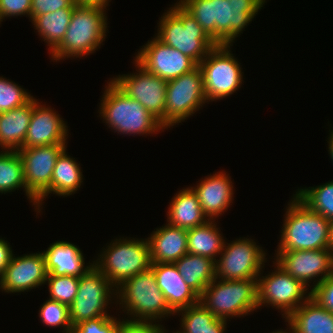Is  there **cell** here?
<instances>
[{"instance_id": "cell-44", "label": "cell", "mask_w": 333, "mask_h": 333, "mask_svg": "<svg viewBox=\"0 0 333 333\" xmlns=\"http://www.w3.org/2000/svg\"><path fill=\"white\" fill-rule=\"evenodd\" d=\"M328 151L330 154L331 159L333 160V130L330 131V135L328 137Z\"/></svg>"}, {"instance_id": "cell-37", "label": "cell", "mask_w": 333, "mask_h": 333, "mask_svg": "<svg viewBox=\"0 0 333 333\" xmlns=\"http://www.w3.org/2000/svg\"><path fill=\"white\" fill-rule=\"evenodd\" d=\"M120 318L103 316L80 322L73 326L71 333H117Z\"/></svg>"}, {"instance_id": "cell-27", "label": "cell", "mask_w": 333, "mask_h": 333, "mask_svg": "<svg viewBox=\"0 0 333 333\" xmlns=\"http://www.w3.org/2000/svg\"><path fill=\"white\" fill-rule=\"evenodd\" d=\"M174 264L185 283L199 296L216 278V264L211 258L187 253Z\"/></svg>"}, {"instance_id": "cell-33", "label": "cell", "mask_w": 333, "mask_h": 333, "mask_svg": "<svg viewBox=\"0 0 333 333\" xmlns=\"http://www.w3.org/2000/svg\"><path fill=\"white\" fill-rule=\"evenodd\" d=\"M26 185L23 164L17 151L2 150L0 152V193H10Z\"/></svg>"}, {"instance_id": "cell-30", "label": "cell", "mask_w": 333, "mask_h": 333, "mask_svg": "<svg viewBox=\"0 0 333 333\" xmlns=\"http://www.w3.org/2000/svg\"><path fill=\"white\" fill-rule=\"evenodd\" d=\"M73 11L74 8H63L56 12L41 14L31 18V22L35 27L34 29L37 30L38 35L49 46V53L63 40Z\"/></svg>"}, {"instance_id": "cell-47", "label": "cell", "mask_w": 333, "mask_h": 333, "mask_svg": "<svg viewBox=\"0 0 333 333\" xmlns=\"http://www.w3.org/2000/svg\"><path fill=\"white\" fill-rule=\"evenodd\" d=\"M0 289H2V274L0 273Z\"/></svg>"}, {"instance_id": "cell-1", "label": "cell", "mask_w": 333, "mask_h": 333, "mask_svg": "<svg viewBox=\"0 0 333 333\" xmlns=\"http://www.w3.org/2000/svg\"><path fill=\"white\" fill-rule=\"evenodd\" d=\"M266 0H179L216 44L233 45Z\"/></svg>"}, {"instance_id": "cell-6", "label": "cell", "mask_w": 333, "mask_h": 333, "mask_svg": "<svg viewBox=\"0 0 333 333\" xmlns=\"http://www.w3.org/2000/svg\"><path fill=\"white\" fill-rule=\"evenodd\" d=\"M168 9L155 36L199 64L217 44L178 1Z\"/></svg>"}, {"instance_id": "cell-38", "label": "cell", "mask_w": 333, "mask_h": 333, "mask_svg": "<svg viewBox=\"0 0 333 333\" xmlns=\"http://www.w3.org/2000/svg\"><path fill=\"white\" fill-rule=\"evenodd\" d=\"M310 292V297L315 302L333 313V274L320 282Z\"/></svg>"}, {"instance_id": "cell-36", "label": "cell", "mask_w": 333, "mask_h": 333, "mask_svg": "<svg viewBox=\"0 0 333 333\" xmlns=\"http://www.w3.org/2000/svg\"><path fill=\"white\" fill-rule=\"evenodd\" d=\"M33 96L17 83L0 77V113L28 103Z\"/></svg>"}, {"instance_id": "cell-13", "label": "cell", "mask_w": 333, "mask_h": 333, "mask_svg": "<svg viewBox=\"0 0 333 333\" xmlns=\"http://www.w3.org/2000/svg\"><path fill=\"white\" fill-rule=\"evenodd\" d=\"M273 264L274 272L272 270L266 276H261L263 273L258 276V309L264 305L271 306L272 309L275 307L277 310H281L282 317L286 319L310 298L311 292H308L309 288L287 274L274 261Z\"/></svg>"}, {"instance_id": "cell-29", "label": "cell", "mask_w": 333, "mask_h": 333, "mask_svg": "<svg viewBox=\"0 0 333 333\" xmlns=\"http://www.w3.org/2000/svg\"><path fill=\"white\" fill-rule=\"evenodd\" d=\"M66 150L65 148L57 157L51 178V194L63 197L74 194L83 182L80 164L67 155Z\"/></svg>"}, {"instance_id": "cell-7", "label": "cell", "mask_w": 333, "mask_h": 333, "mask_svg": "<svg viewBox=\"0 0 333 333\" xmlns=\"http://www.w3.org/2000/svg\"><path fill=\"white\" fill-rule=\"evenodd\" d=\"M199 303L217 318L244 317L258 309L257 279L215 278L199 296Z\"/></svg>"}, {"instance_id": "cell-28", "label": "cell", "mask_w": 333, "mask_h": 333, "mask_svg": "<svg viewBox=\"0 0 333 333\" xmlns=\"http://www.w3.org/2000/svg\"><path fill=\"white\" fill-rule=\"evenodd\" d=\"M215 220L187 229V250L190 254L211 258L215 262L222 252L224 237ZM218 254V256H217Z\"/></svg>"}, {"instance_id": "cell-46", "label": "cell", "mask_w": 333, "mask_h": 333, "mask_svg": "<svg viewBox=\"0 0 333 333\" xmlns=\"http://www.w3.org/2000/svg\"><path fill=\"white\" fill-rule=\"evenodd\" d=\"M287 329H289V332H287L286 330L285 331H283V330H277V331H273L272 333H291V330H290V328H287Z\"/></svg>"}, {"instance_id": "cell-16", "label": "cell", "mask_w": 333, "mask_h": 333, "mask_svg": "<svg viewBox=\"0 0 333 333\" xmlns=\"http://www.w3.org/2000/svg\"><path fill=\"white\" fill-rule=\"evenodd\" d=\"M275 255L274 262L281 269L300 281L304 286L312 287L311 290L333 274L332 248L277 251ZM312 281L313 285L310 286L309 283H312Z\"/></svg>"}, {"instance_id": "cell-21", "label": "cell", "mask_w": 333, "mask_h": 333, "mask_svg": "<svg viewBox=\"0 0 333 333\" xmlns=\"http://www.w3.org/2000/svg\"><path fill=\"white\" fill-rule=\"evenodd\" d=\"M150 268L175 315L177 311L199 303V295L185 283L174 263H155Z\"/></svg>"}, {"instance_id": "cell-4", "label": "cell", "mask_w": 333, "mask_h": 333, "mask_svg": "<svg viewBox=\"0 0 333 333\" xmlns=\"http://www.w3.org/2000/svg\"><path fill=\"white\" fill-rule=\"evenodd\" d=\"M114 302L121 306L120 310L129 315L131 320L159 323L162 318L175 314L169 308L164 294L158 287L151 268L125 279L117 286Z\"/></svg>"}, {"instance_id": "cell-42", "label": "cell", "mask_w": 333, "mask_h": 333, "mask_svg": "<svg viewBox=\"0 0 333 333\" xmlns=\"http://www.w3.org/2000/svg\"><path fill=\"white\" fill-rule=\"evenodd\" d=\"M10 243L0 238V273L3 274L13 255Z\"/></svg>"}, {"instance_id": "cell-19", "label": "cell", "mask_w": 333, "mask_h": 333, "mask_svg": "<svg viewBox=\"0 0 333 333\" xmlns=\"http://www.w3.org/2000/svg\"><path fill=\"white\" fill-rule=\"evenodd\" d=\"M33 97V112L21 149L44 145L67 144L68 126L59 114Z\"/></svg>"}, {"instance_id": "cell-18", "label": "cell", "mask_w": 333, "mask_h": 333, "mask_svg": "<svg viewBox=\"0 0 333 333\" xmlns=\"http://www.w3.org/2000/svg\"><path fill=\"white\" fill-rule=\"evenodd\" d=\"M47 276L43 252L24 254L19 257L13 254L2 274L1 290L13 294L28 292L45 284Z\"/></svg>"}, {"instance_id": "cell-11", "label": "cell", "mask_w": 333, "mask_h": 333, "mask_svg": "<svg viewBox=\"0 0 333 333\" xmlns=\"http://www.w3.org/2000/svg\"><path fill=\"white\" fill-rule=\"evenodd\" d=\"M113 297L116 300V287L92 265L79 277L77 295L69 306L72 326L85 320L112 316L107 307Z\"/></svg>"}, {"instance_id": "cell-43", "label": "cell", "mask_w": 333, "mask_h": 333, "mask_svg": "<svg viewBox=\"0 0 333 333\" xmlns=\"http://www.w3.org/2000/svg\"><path fill=\"white\" fill-rule=\"evenodd\" d=\"M111 0H75L80 5H97L107 8Z\"/></svg>"}, {"instance_id": "cell-45", "label": "cell", "mask_w": 333, "mask_h": 333, "mask_svg": "<svg viewBox=\"0 0 333 333\" xmlns=\"http://www.w3.org/2000/svg\"><path fill=\"white\" fill-rule=\"evenodd\" d=\"M330 241L331 247L333 249V220L330 221Z\"/></svg>"}, {"instance_id": "cell-31", "label": "cell", "mask_w": 333, "mask_h": 333, "mask_svg": "<svg viewBox=\"0 0 333 333\" xmlns=\"http://www.w3.org/2000/svg\"><path fill=\"white\" fill-rule=\"evenodd\" d=\"M181 316L179 333H225L227 321L215 317L201 303L176 312ZM182 313V314H181Z\"/></svg>"}, {"instance_id": "cell-39", "label": "cell", "mask_w": 333, "mask_h": 333, "mask_svg": "<svg viewBox=\"0 0 333 333\" xmlns=\"http://www.w3.org/2000/svg\"><path fill=\"white\" fill-rule=\"evenodd\" d=\"M117 333H167V331L163 325L153 321L122 319Z\"/></svg>"}, {"instance_id": "cell-3", "label": "cell", "mask_w": 333, "mask_h": 333, "mask_svg": "<svg viewBox=\"0 0 333 333\" xmlns=\"http://www.w3.org/2000/svg\"><path fill=\"white\" fill-rule=\"evenodd\" d=\"M284 218L277 251L332 248L330 221L309 210L295 196L288 202Z\"/></svg>"}, {"instance_id": "cell-25", "label": "cell", "mask_w": 333, "mask_h": 333, "mask_svg": "<svg viewBox=\"0 0 333 333\" xmlns=\"http://www.w3.org/2000/svg\"><path fill=\"white\" fill-rule=\"evenodd\" d=\"M171 200L167 211L168 224L190 229L209 220L201 208L197 194L191 187L180 190Z\"/></svg>"}, {"instance_id": "cell-15", "label": "cell", "mask_w": 333, "mask_h": 333, "mask_svg": "<svg viewBox=\"0 0 333 333\" xmlns=\"http://www.w3.org/2000/svg\"><path fill=\"white\" fill-rule=\"evenodd\" d=\"M135 73L118 75L110 80L128 97L137 100L165 128L167 81L145 70L135 60Z\"/></svg>"}, {"instance_id": "cell-32", "label": "cell", "mask_w": 333, "mask_h": 333, "mask_svg": "<svg viewBox=\"0 0 333 333\" xmlns=\"http://www.w3.org/2000/svg\"><path fill=\"white\" fill-rule=\"evenodd\" d=\"M294 196L312 212L333 220V180L316 187L298 188Z\"/></svg>"}, {"instance_id": "cell-14", "label": "cell", "mask_w": 333, "mask_h": 333, "mask_svg": "<svg viewBox=\"0 0 333 333\" xmlns=\"http://www.w3.org/2000/svg\"><path fill=\"white\" fill-rule=\"evenodd\" d=\"M216 264V278L221 280L258 279L267 261L266 252L253 239L239 238L227 243Z\"/></svg>"}, {"instance_id": "cell-24", "label": "cell", "mask_w": 333, "mask_h": 333, "mask_svg": "<svg viewBox=\"0 0 333 333\" xmlns=\"http://www.w3.org/2000/svg\"><path fill=\"white\" fill-rule=\"evenodd\" d=\"M291 333H333V313L311 297L286 319Z\"/></svg>"}, {"instance_id": "cell-41", "label": "cell", "mask_w": 333, "mask_h": 333, "mask_svg": "<svg viewBox=\"0 0 333 333\" xmlns=\"http://www.w3.org/2000/svg\"><path fill=\"white\" fill-rule=\"evenodd\" d=\"M76 5L75 0H32L31 18L63 8H75Z\"/></svg>"}, {"instance_id": "cell-8", "label": "cell", "mask_w": 333, "mask_h": 333, "mask_svg": "<svg viewBox=\"0 0 333 333\" xmlns=\"http://www.w3.org/2000/svg\"><path fill=\"white\" fill-rule=\"evenodd\" d=\"M104 249L97 260L93 261V265L115 287L125 279L151 267L150 246L147 238H116Z\"/></svg>"}, {"instance_id": "cell-26", "label": "cell", "mask_w": 333, "mask_h": 333, "mask_svg": "<svg viewBox=\"0 0 333 333\" xmlns=\"http://www.w3.org/2000/svg\"><path fill=\"white\" fill-rule=\"evenodd\" d=\"M33 112V98L25 105L0 113V147L7 151L22 148L30 118Z\"/></svg>"}, {"instance_id": "cell-17", "label": "cell", "mask_w": 333, "mask_h": 333, "mask_svg": "<svg viewBox=\"0 0 333 333\" xmlns=\"http://www.w3.org/2000/svg\"><path fill=\"white\" fill-rule=\"evenodd\" d=\"M135 61L145 70L169 81L195 69L198 64L156 36L139 49Z\"/></svg>"}, {"instance_id": "cell-34", "label": "cell", "mask_w": 333, "mask_h": 333, "mask_svg": "<svg viewBox=\"0 0 333 333\" xmlns=\"http://www.w3.org/2000/svg\"><path fill=\"white\" fill-rule=\"evenodd\" d=\"M79 277L55 276L48 273L45 284H48L49 299L58 301L68 307L72 304L78 292Z\"/></svg>"}, {"instance_id": "cell-9", "label": "cell", "mask_w": 333, "mask_h": 333, "mask_svg": "<svg viewBox=\"0 0 333 333\" xmlns=\"http://www.w3.org/2000/svg\"><path fill=\"white\" fill-rule=\"evenodd\" d=\"M230 44H217L198 64L203 75L207 102L226 98L243 82L241 63L231 53Z\"/></svg>"}, {"instance_id": "cell-22", "label": "cell", "mask_w": 333, "mask_h": 333, "mask_svg": "<svg viewBox=\"0 0 333 333\" xmlns=\"http://www.w3.org/2000/svg\"><path fill=\"white\" fill-rule=\"evenodd\" d=\"M151 264L174 263L188 253L187 229L166 225L156 228L147 237Z\"/></svg>"}, {"instance_id": "cell-10", "label": "cell", "mask_w": 333, "mask_h": 333, "mask_svg": "<svg viewBox=\"0 0 333 333\" xmlns=\"http://www.w3.org/2000/svg\"><path fill=\"white\" fill-rule=\"evenodd\" d=\"M67 144L44 145L17 150L24 171L26 196L40 213L43 200L51 195V178L55 162Z\"/></svg>"}, {"instance_id": "cell-2", "label": "cell", "mask_w": 333, "mask_h": 333, "mask_svg": "<svg viewBox=\"0 0 333 333\" xmlns=\"http://www.w3.org/2000/svg\"><path fill=\"white\" fill-rule=\"evenodd\" d=\"M107 8L77 4L61 43L51 52V60L82 58L100 48L107 33Z\"/></svg>"}, {"instance_id": "cell-40", "label": "cell", "mask_w": 333, "mask_h": 333, "mask_svg": "<svg viewBox=\"0 0 333 333\" xmlns=\"http://www.w3.org/2000/svg\"><path fill=\"white\" fill-rule=\"evenodd\" d=\"M32 0H0V24L5 17L28 16L31 19Z\"/></svg>"}, {"instance_id": "cell-35", "label": "cell", "mask_w": 333, "mask_h": 333, "mask_svg": "<svg viewBox=\"0 0 333 333\" xmlns=\"http://www.w3.org/2000/svg\"><path fill=\"white\" fill-rule=\"evenodd\" d=\"M39 317L43 324L51 327H63L62 333L72 332L69 307L58 301L48 299L39 310Z\"/></svg>"}, {"instance_id": "cell-23", "label": "cell", "mask_w": 333, "mask_h": 333, "mask_svg": "<svg viewBox=\"0 0 333 333\" xmlns=\"http://www.w3.org/2000/svg\"><path fill=\"white\" fill-rule=\"evenodd\" d=\"M48 273L55 276H82L90 265H85L81 249L68 241H56L43 251Z\"/></svg>"}, {"instance_id": "cell-20", "label": "cell", "mask_w": 333, "mask_h": 333, "mask_svg": "<svg viewBox=\"0 0 333 333\" xmlns=\"http://www.w3.org/2000/svg\"><path fill=\"white\" fill-rule=\"evenodd\" d=\"M216 172L200 180L197 186H191L197 194L204 214L209 220H215L233 203L234 187L229 174ZM220 214V215H219Z\"/></svg>"}, {"instance_id": "cell-12", "label": "cell", "mask_w": 333, "mask_h": 333, "mask_svg": "<svg viewBox=\"0 0 333 333\" xmlns=\"http://www.w3.org/2000/svg\"><path fill=\"white\" fill-rule=\"evenodd\" d=\"M207 103L203 75L199 66L176 79L167 81L165 129L193 116Z\"/></svg>"}, {"instance_id": "cell-5", "label": "cell", "mask_w": 333, "mask_h": 333, "mask_svg": "<svg viewBox=\"0 0 333 333\" xmlns=\"http://www.w3.org/2000/svg\"><path fill=\"white\" fill-rule=\"evenodd\" d=\"M107 83L98 112L114 133L142 136L165 129L137 100L128 97L111 80Z\"/></svg>"}]
</instances>
